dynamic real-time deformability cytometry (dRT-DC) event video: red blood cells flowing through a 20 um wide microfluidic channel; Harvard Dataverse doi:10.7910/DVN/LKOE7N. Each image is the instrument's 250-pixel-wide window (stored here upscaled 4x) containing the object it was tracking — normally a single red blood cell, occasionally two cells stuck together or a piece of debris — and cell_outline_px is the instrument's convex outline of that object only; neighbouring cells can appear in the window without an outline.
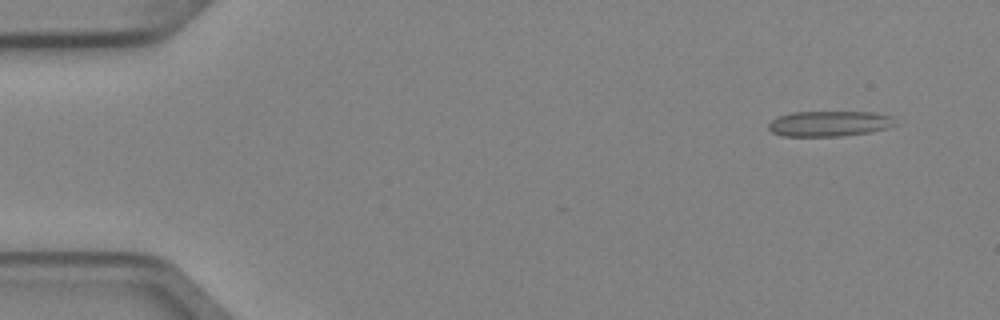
{"species": "Egyptian fruit bat (a non-hibernating species)", "species_latin": "Rousettus aegyptiacus", "temperature_condition": "cold", "stored_images_in_passage": 5, "camera_frame_rate_fps": 3000, "um_per_image_px": 0.085, "animal": {"sex": "female"}, "frame": {"image": 1, "passage_image": 1, "time_ms": 0.0, "image_size_px": [1000, 320], "cell_outline_px": [[896, 124], [888, 128], [872, 132], [844, 136], [780, 136], [772, 132], [768, 128], [768, 124], [772, 120], [780, 116], [792, 112], [872, 112], [892, 116]], "centroid_in_image_um": [70.51, 10.52], "position_along_channel_um": 14.5, "area_um2": 18.9}}
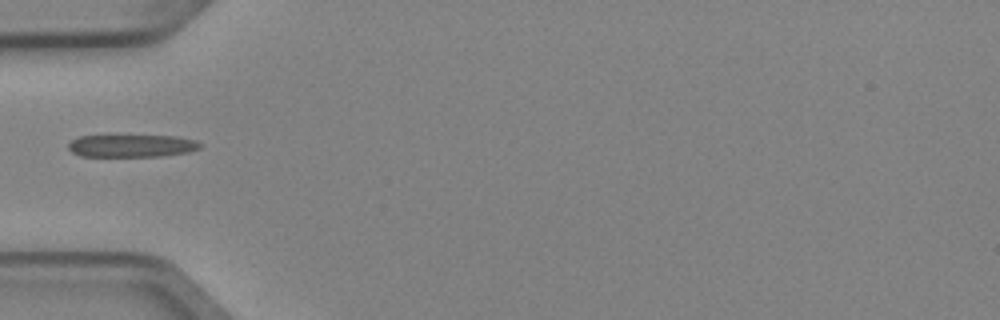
{"frame": {"image": 2, "passage_image": 4, "time_ms": 1.0, "image_size_px": [1000, 320], "cell_outline_px": [[204, 144], [200, 148], [188, 152], [160, 156], [80, 156], [72, 152], [68, 148], [68, 144], [72, 140], [80, 136], [112, 132], [176, 136], [196, 140]], "centroid_in_image_um": [11.17, 12.32], "position_along_channel_um": 73.8, "area_um2": 18.61}}
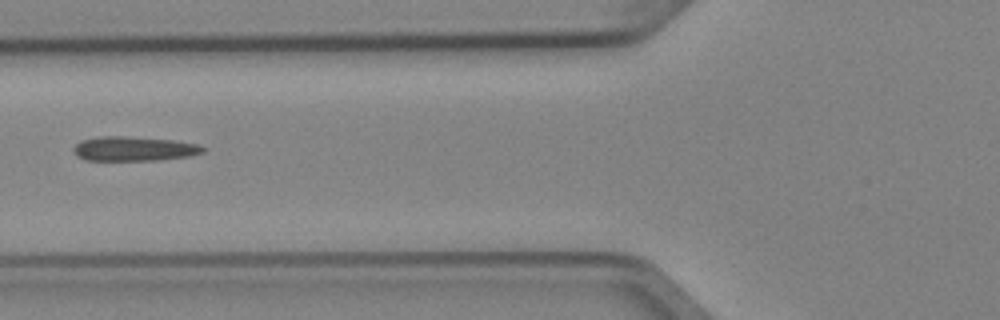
{"frame": {"image": 3, "passage_image": 5, "time_ms": 1.333, "image_size_px": [1000, 320], "cell_outline_px": [[204, 152], [188, 156], [160, 160], [84, 160], [76, 156], [72, 148], [80, 140], [100, 136], [124, 136], [172, 140], [200, 144], [204, 148]], "centroid_in_image_um": [11.35, 12.64], "position_along_channel_um": 114.5, "area_um2": 18.5}}